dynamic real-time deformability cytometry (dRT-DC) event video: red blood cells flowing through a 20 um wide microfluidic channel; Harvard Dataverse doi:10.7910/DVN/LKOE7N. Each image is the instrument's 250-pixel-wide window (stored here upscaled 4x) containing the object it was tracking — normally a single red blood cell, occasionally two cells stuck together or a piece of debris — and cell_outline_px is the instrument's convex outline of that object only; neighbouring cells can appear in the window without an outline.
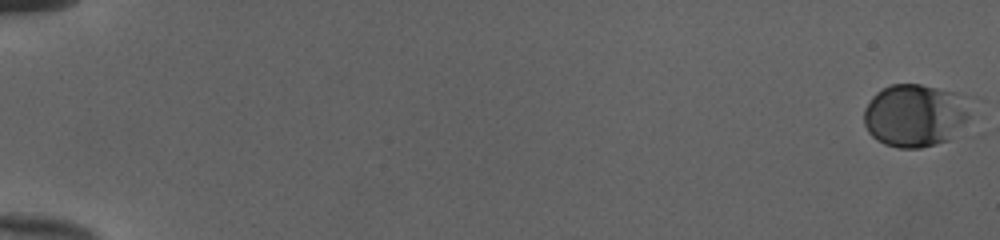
{"species": "human", "species_latin": "Homo sapiens", "temperature_condition": "cold", "stored_images_in_passage": 54, "camera_frame_rate_fps": 3000, "um_per_image_px": 0.085, "donor": {"sex": "female"}, "frame": {"image": 1, "passage_image": 1, "time_ms": 0.0, "image_size_px": [1000, 240], "cell_outline_px": [[968, 116], [948, 140], [936, 144], [920, 148], [900, 148], [884, 144], [876, 140], [868, 132], [864, 124], [864, 108], [872, 96], [876, 92], [892, 84], [920, 84], [956, 92], [968, 96]], "centroid_in_image_um": [77.74, 9.79], "position_along_channel_um": 7.3, "area_um2": 38.9}}
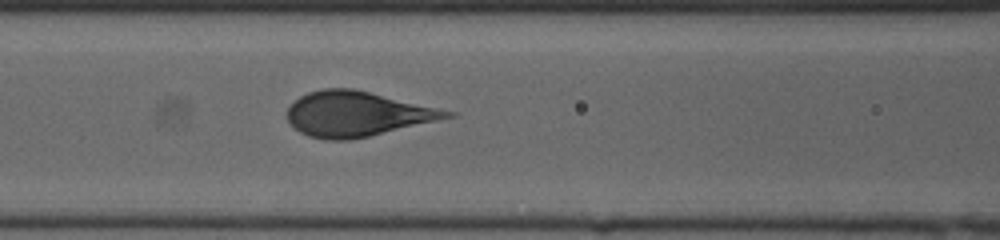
{"frame": {"image": 2, "passage_image": 26, "time_ms": 8.333, "image_size_px": [1000, 240], "cell_outline_px": [[456, 116], [368, 136], [348, 140], [324, 140], [308, 136], [300, 132], [284, 116], [288, 108], [300, 96], [308, 92], [324, 88], [352, 88], [456, 112]], "centroid_in_image_um": [30.31, 9.68], "position_along_channel_um": 136.3, "area_um2": 41.5}}
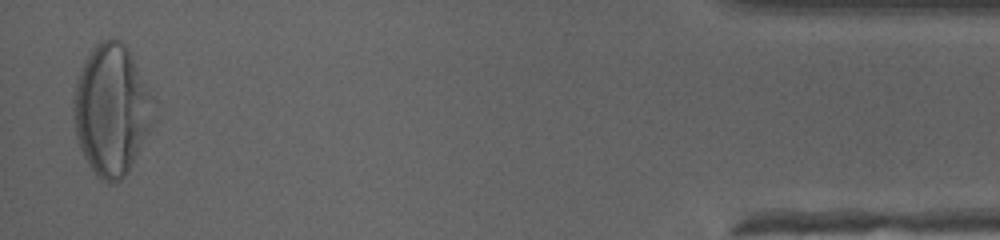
{"frame": {"image": 3, "passage_image": 53, "time_ms": 17.333, "image_size_px": [1000, 240], "cell_outline_px": [[156, 120], [128, 172], [120, 180], [108, 184], [88, 164], [80, 148], [76, 136], [72, 108], [72, 100], [76, 80], [84, 60], [96, 44], [100, 40], [112, 36], [120, 40], [128, 48], [156, 96]], "centroid_in_image_um": [9.53, 9.28], "position_along_channel_um": 425.7, "area_um2": 62.31}}